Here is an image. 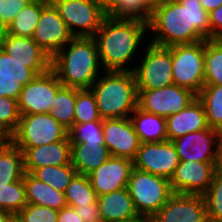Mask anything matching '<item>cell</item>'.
<instances>
[{
    "mask_svg": "<svg viewBox=\"0 0 222 222\" xmlns=\"http://www.w3.org/2000/svg\"><path fill=\"white\" fill-rule=\"evenodd\" d=\"M150 43L169 47L211 39L208 12L199 0H168L152 9L148 21Z\"/></svg>",
    "mask_w": 222,
    "mask_h": 222,
    "instance_id": "obj_1",
    "label": "cell"
},
{
    "mask_svg": "<svg viewBox=\"0 0 222 222\" xmlns=\"http://www.w3.org/2000/svg\"><path fill=\"white\" fill-rule=\"evenodd\" d=\"M147 34L148 23L144 21L106 16L94 36L102 69L133 71L131 63L138 61L136 55L142 52L141 46L146 45Z\"/></svg>",
    "mask_w": 222,
    "mask_h": 222,
    "instance_id": "obj_2",
    "label": "cell"
},
{
    "mask_svg": "<svg viewBox=\"0 0 222 222\" xmlns=\"http://www.w3.org/2000/svg\"><path fill=\"white\" fill-rule=\"evenodd\" d=\"M51 70L63 86L89 89L104 72L94 37H73L51 58Z\"/></svg>",
    "mask_w": 222,
    "mask_h": 222,
    "instance_id": "obj_3",
    "label": "cell"
},
{
    "mask_svg": "<svg viewBox=\"0 0 222 222\" xmlns=\"http://www.w3.org/2000/svg\"><path fill=\"white\" fill-rule=\"evenodd\" d=\"M89 89L102 119L130 117L137 108L138 91L133 71H104Z\"/></svg>",
    "mask_w": 222,
    "mask_h": 222,
    "instance_id": "obj_4",
    "label": "cell"
},
{
    "mask_svg": "<svg viewBox=\"0 0 222 222\" xmlns=\"http://www.w3.org/2000/svg\"><path fill=\"white\" fill-rule=\"evenodd\" d=\"M139 55L141 61L138 59V64L135 62L132 67L137 90L160 89L174 84L172 46L163 47L147 42Z\"/></svg>",
    "mask_w": 222,
    "mask_h": 222,
    "instance_id": "obj_5",
    "label": "cell"
},
{
    "mask_svg": "<svg viewBox=\"0 0 222 222\" xmlns=\"http://www.w3.org/2000/svg\"><path fill=\"white\" fill-rule=\"evenodd\" d=\"M127 189L140 216L154 215L173 194L169 179L136 168L132 169Z\"/></svg>",
    "mask_w": 222,
    "mask_h": 222,
    "instance_id": "obj_6",
    "label": "cell"
},
{
    "mask_svg": "<svg viewBox=\"0 0 222 222\" xmlns=\"http://www.w3.org/2000/svg\"><path fill=\"white\" fill-rule=\"evenodd\" d=\"M68 130L50 113L21 115L15 132L8 138L17 147H36L70 140Z\"/></svg>",
    "mask_w": 222,
    "mask_h": 222,
    "instance_id": "obj_7",
    "label": "cell"
},
{
    "mask_svg": "<svg viewBox=\"0 0 222 222\" xmlns=\"http://www.w3.org/2000/svg\"><path fill=\"white\" fill-rule=\"evenodd\" d=\"M204 56L205 40L172 45L174 84L190 89L198 95L204 86Z\"/></svg>",
    "mask_w": 222,
    "mask_h": 222,
    "instance_id": "obj_8",
    "label": "cell"
},
{
    "mask_svg": "<svg viewBox=\"0 0 222 222\" xmlns=\"http://www.w3.org/2000/svg\"><path fill=\"white\" fill-rule=\"evenodd\" d=\"M137 107L164 118L185 109L197 95L190 89L172 84L160 89L137 90Z\"/></svg>",
    "mask_w": 222,
    "mask_h": 222,
    "instance_id": "obj_9",
    "label": "cell"
},
{
    "mask_svg": "<svg viewBox=\"0 0 222 222\" xmlns=\"http://www.w3.org/2000/svg\"><path fill=\"white\" fill-rule=\"evenodd\" d=\"M54 6L73 37H94L107 16L89 0H57Z\"/></svg>",
    "mask_w": 222,
    "mask_h": 222,
    "instance_id": "obj_10",
    "label": "cell"
},
{
    "mask_svg": "<svg viewBox=\"0 0 222 222\" xmlns=\"http://www.w3.org/2000/svg\"><path fill=\"white\" fill-rule=\"evenodd\" d=\"M62 86L51 69L44 74L36 75L22 88L18 100L20 114L50 113L56 93Z\"/></svg>",
    "mask_w": 222,
    "mask_h": 222,
    "instance_id": "obj_11",
    "label": "cell"
},
{
    "mask_svg": "<svg viewBox=\"0 0 222 222\" xmlns=\"http://www.w3.org/2000/svg\"><path fill=\"white\" fill-rule=\"evenodd\" d=\"M180 163L172 141L141 143L133 160L134 168L171 179Z\"/></svg>",
    "mask_w": 222,
    "mask_h": 222,
    "instance_id": "obj_12",
    "label": "cell"
},
{
    "mask_svg": "<svg viewBox=\"0 0 222 222\" xmlns=\"http://www.w3.org/2000/svg\"><path fill=\"white\" fill-rule=\"evenodd\" d=\"M222 133L208 127L173 140L180 160L218 162Z\"/></svg>",
    "mask_w": 222,
    "mask_h": 222,
    "instance_id": "obj_13",
    "label": "cell"
},
{
    "mask_svg": "<svg viewBox=\"0 0 222 222\" xmlns=\"http://www.w3.org/2000/svg\"><path fill=\"white\" fill-rule=\"evenodd\" d=\"M72 38L73 35L54 4H46L41 10L32 39L52 58Z\"/></svg>",
    "mask_w": 222,
    "mask_h": 222,
    "instance_id": "obj_14",
    "label": "cell"
},
{
    "mask_svg": "<svg viewBox=\"0 0 222 222\" xmlns=\"http://www.w3.org/2000/svg\"><path fill=\"white\" fill-rule=\"evenodd\" d=\"M218 162L180 160L170 187L173 193L203 195L218 170Z\"/></svg>",
    "mask_w": 222,
    "mask_h": 222,
    "instance_id": "obj_15",
    "label": "cell"
},
{
    "mask_svg": "<svg viewBox=\"0 0 222 222\" xmlns=\"http://www.w3.org/2000/svg\"><path fill=\"white\" fill-rule=\"evenodd\" d=\"M103 137L113 157L133 161L141 145L130 117L103 119Z\"/></svg>",
    "mask_w": 222,
    "mask_h": 222,
    "instance_id": "obj_16",
    "label": "cell"
},
{
    "mask_svg": "<svg viewBox=\"0 0 222 222\" xmlns=\"http://www.w3.org/2000/svg\"><path fill=\"white\" fill-rule=\"evenodd\" d=\"M0 47L15 60L24 63L36 75L51 69V58L30 37L15 36L3 30L0 32Z\"/></svg>",
    "mask_w": 222,
    "mask_h": 222,
    "instance_id": "obj_17",
    "label": "cell"
},
{
    "mask_svg": "<svg viewBox=\"0 0 222 222\" xmlns=\"http://www.w3.org/2000/svg\"><path fill=\"white\" fill-rule=\"evenodd\" d=\"M154 215L161 222H209L204 198L199 194L173 193Z\"/></svg>",
    "mask_w": 222,
    "mask_h": 222,
    "instance_id": "obj_18",
    "label": "cell"
},
{
    "mask_svg": "<svg viewBox=\"0 0 222 222\" xmlns=\"http://www.w3.org/2000/svg\"><path fill=\"white\" fill-rule=\"evenodd\" d=\"M133 168L132 160L110 156L88 177L97 196H100L126 188Z\"/></svg>",
    "mask_w": 222,
    "mask_h": 222,
    "instance_id": "obj_19",
    "label": "cell"
},
{
    "mask_svg": "<svg viewBox=\"0 0 222 222\" xmlns=\"http://www.w3.org/2000/svg\"><path fill=\"white\" fill-rule=\"evenodd\" d=\"M23 152L24 171L32 173L44 166H60L71 163L70 140H60L36 147H18Z\"/></svg>",
    "mask_w": 222,
    "mask_h": 222,
    "instance_id": "obj_20",
    "label": "cell"
},
{
    "mask_svg": "<svg viewBox=\"0 0 222 222\" xmlns=\"http://www.w3.org/2000/svg\"><path fill=\"white\" fill-rule=\"evenodd\" d=\"M208 127L203 104L196 98L185 109L166 118L167 140L173 141Z\"/></svg>",
    "mask_w": 222,
    "mask_h": 222,
    "instance_id": "obj_21",
    "label": "cell"
},
{
    "mask_svg": "<svg viewBox=\"0 0 222 222\" xmlns=\"http://www.w3.org/2000/svg\"><path fill=\"white\" fill-rule=\"evenodd\" d=\"M102 222L141 218L127 187L97 197Z\"/></svg>",
    "mask_w": 222,
    "mask_h": 222,
    "instance_id": "obj_22",
    "label": "cell"
},
{
    "mask_svg": "<svg viewBox=\"0 0 222 222\" xmlns=\"http://www.w3.org/2000/svg\"><path fill=\"white\" fill-rule=\"evenodd\" d=\"M23 182L27 203L61 210L67 206L65 193L37 179L31 173L24 172Z\"/></svg>",
    "mask_w": 222,
    "mask_h": 222,
    "instance_id": "obj_23",
    "label": "cell"
},
{
    "mask_svg": "<svg viewBox=\"0 0 222 222\" xmlns=\"http://www.w3.org/2000/svg\"><path fill=\"white\" fill-rule=\"evenodd\" d=\"M110 156L105 144L71 143V164L77 174L88 176Z\"/></svg>",
    "mask_w": 222,
    "mask_h": 222,
    "instance_id": "obj_24",
    "label": "cell"
},
{
    "mask_svg": "<svg viewBox=\"0 0 222 222\" xmlns=\"http://www.w3.org/2000/svg\"><path fill=\"white\" fill-rule=\"evenodd\" d=\"M130 119L141 143H159L167 140L166 118L137 107L131 113Z\"/></svg>",
    "mask_w": 222,
    "mask_h": 222,
    "instance_id": "obj_25",
    "label": "cell"
},
{
    "mask_svg": "<svg viewBox=\"0 0 222 222\" xmlns=\"http://www.w3.org/2000/svg\"><path fill=\"white\" fill-rule=\"evenodd\" d=\"M24 172L23 152L5 139L0 144V185L21 180Z\"/></svg>",
    "mask_w": 222,
    "mask_h": 222,
    "instance_id": "obj_26",
    "label": "cell"
},
{
    "mask_svg": "<svg viewBox=\"0 0 222 222\" xmlns=\"http://www.w3.org/2000/svg\"><path fill=\"white\" fill-rule=\"evenodd\" d=\"M197 98L203 104L208 126L222 133V85H204Z\"/></svg>",
    "mask_w": 222,
    "mask_h": 222,
    "instance_id": "obj_27",
    "label": "cell"
},
{
    "mask_svg": "<svg viewBox=\"0 0 222 222\" xmlns=\"http://www.w3.org/2000/svg\"><path fill=\"white\" fill-rule=\"evenodd\" d=\"M77 88L62 86L56 93L50 114L68 131L74 126Z\"/></svg>",
    "mask_w": 222,
    "mask_h": 222,
    "instance_id": "obj_28",
    "label": "cell"
},
{
    "mask_svg": "<svg viewBox=\"0 0 222 222\" xmlns=\"http://www.w3.org/2000/svg\"><path fill=\"white\" fill-rule=\"evenodd\" d=\"M45 5L46 4L42 2H31L16 15L4 31L15 36L32 38L39 21L41 10Z\"/></svg>",
    "mask_w": 222,
    "mask_h": 222,
    "instance_id": "obj_29",
    "label": "cell"
},
{
    "mask_svg": "<svg viewBox=\"0 0 222 222\" xmlns=\"http://www.w3.org/2000/svg\"><path fill=\"white\" fill-rule=\"evenodd\" d=\"M204 85H222V39L205 40Z\"/></svg>",
    "mask_w": 222,
    "mask_h": 222,
    "instance_id": "obj_30",
    "label": "cell"
},
{
    "mask_svg": "<svg viewBox=\"0 0 222 222\" xmlns=\"http://www.w3.org/2000/svg\"><path fill=\"white\" fill-rule=\"evenodd\" d=\"M65 198L67 206L91 205L97 201V194L92 188L90 179L86 175L76 174L66 188Z\"/></svg>",
    "mask_w": 222,
    "mask_h": 222,
    "instance_id": "obj_31",
    "label": "cell"
},
{
    "mask_svg": "<svg viewBox=\"0 0 222 222\" xmlns=\"http://www.w3.org/2000/svg\"><path fill=\"white\" fill-rule=\"evenodd\" d=\"M37 179L51 185L60 192H65L67 186L77 174L72 164L60 166H44L36 168L32 173Z\"/></svg>",
    "mask_w": 222,
    "mask_h": 222,
    "instance_id": "obj_32",
    "label": "cell"
},
{
    "mask_svg": "<svg viewBox=\"0 0 222 222\" xmlns=\"http://www.w3.org/2000/svg\"><path fill=\"white\" fill-rule=\"evenodd\" d=\"M27 205L23 178L9 184L0 185V209L17 215Z\"/></svg>",
    "mask_w": 222,
    "mask_h": 222,
    "instance_id": "obj_33",
    "label": "cell"
},
{
    "mask_svg": "<svg viewBox=\"0 0 222 222\" xmlns=\"http://www.w3.org/2000/svg\"><path fill=\"white\" fill-rule=\"evenodd\" d=\"M152 8L145 0H117L107 16L111 18L137 19L148 23Z\"/></svg>",
    "mask_w": 222,
    "mask_h": 222,
    "instance_id": "obj_34",
    "label": "cell"
},
{
    "mask_svg": "<svg viewBox=\"0 0 222 222\" xmlns=\"http://www.w3.org/2000/svg\"><path fill=\"white\" fill-rule=\"evenodd\" d=\"M103 121L100 117L96 99L90 89L77 88L74 123Z\"/></svg>",
    "mask_w": 222,
    "mask_h": 222,
    "instance_id": "obj_35",
    "label": "cell"
},
{
    "mask_svg": "<svg viewBox=\"0 0 222 222\" xmlns=\"http://www.w3.org/2000/svg\"><path fill=\"white\" fill-rule=\"evenodd\" d=\"M209 222H222V173L216 171L208 190L202 195Z\"/></svg>",
    "mask_w": 222,
    "mask_h": 222,
    "instance_id": "obj_36",
    "label": "cell"
},
{
    "mask_svg": "<svg viewBox=\"0 0 222 222\" xmlns=\"http://www.w3.org/2000/svg\"><path fill=\"white\" fill-rule=\"evenodd\" d=\"M70 143L105 144L103 137V121L74 123L69 130Z\"/></svg>",
    "mask_w": 222,
    "mask_h": 222,
    "instance_id": "obj_37",
    "label": "cell"
},
{
    "mask_svg": "<svg viewBox=\"0 0 222 222\" xmlns=\"http://www.w3.org/2000/svg\"><path fill=\"white\" fill-rule=\"evenodd\" d=\"M35 76L36 74L24 63L15 60L0 47V77L14 78L24 86Z\"/></svg>",
    "mask_w": 222,
    "mask_h": 222,
    "instance_id": "obj_38",
    "label": "cell"
},
{
    "mask_svg": "<svg viewBox=\"0 0 222 222\" xmlns=\"http://www.w3.org/2000/svg\"><path fill=\"white\" fill-rule=\"evenodd\" d=\"M21 114L18 101L0 96V133L8 139L16 130Z\"/></svg>",
    "mask_w": 222,
    "mask_h": 222,
    "instance_id": "obj_39",
    "label": "cell"
},
{
    "mask_svg": "<svg viewBox=\"0 0 222 222\" xmlns=\"http://www.w3.org/2000/svg\"><path fill=\"white\" fill-rule=\"evenodd\" d=\"M59 211L27 203L17 214L23 222H57Z\"/></svg>",
    "mask_w": 222,
    "mask_h": 222,
    "instance_id": "obj_40",
    "label": "cell"
},
{
    "mask_svg": "<svg viewBox=\"0 0 222 222\" xmlns=\"http://www.w3.org/2000/svg\"><path fill=\"white\" fill-rule=\"evenodd\" d=\"M33 0H3L0 15V31L5 30L16 15Z\"/></svg>",
    "mask_w": 222,
    "mask_h": 222,
    "instance_id": "obj_41",
    "label": "cell"
},
{
    "mask_svg": "<svg viewBox=\"0 0 222 222\" xmlns=\"http://www.w3.org/2000/svg\"><path fill=\"white\" fill-rule=\"evenodd\" d=\"M23 86L14 78L0 77V96L19 100Z\"/></svg>",
    "mask_w": 222,
    "mask_h": 222,
    "instance_id": "obj_42",
    "label": "cell"
},
{
    "mask_svg": "<svg viewBox=\"0 0 222 222\" xmlns=\"http://www.w3.org/2000/svg\"><path fill=\"white\" fill-rule=\"evenodd\" d=\"M74 209L83 222H102L97 201L91 205L76 206Z\"/></svg>",
    "mask_w": 222,
    "mask_h": 222,
    "instance_id": "obj_43",
    "label": "cell"
},
{
    "mask_svg": "<svg viewBox=\"0 0 222 222\" xmlns=\"http://www.w3.org/2000/svg\"><path fill=\"white\" fill-rule=\"evenodd\" d=\"M211 26V39H222V4L208 13Z\"/></svg>",
    "mask_w": 222,
    "mask_h": 222,
    "instance_id": "obj_44",
    "label": "cell"
},
{
    "mask_svg": "<svg viewBox=\"0 0 222 222\" xmlns=\"http://www.w3.org/2000/svg\"><path fill=\"white\" fill-rule=\"evenodd\" d=\"M57 222H83V220L73 207L65 206L59 210Z\"/></svg>",
    "mask_w": 222,
    "mask_h": 222,
    "instance_id": "obj_45",
    "label": "cell"
},
{
    "mask_svg": "<svg viewBox=\"0 0 222 222\" xmlns=\"http://www.w3.org/2000/svg\"><path fill=\"white\" fill-rule=\"evenodd\" d=\"M93 5L98 7L102 10L106 15L109 14L110 7L117 1V0H89Z\"/></svg>",
    "mask_w": 222,
    "mask_h": 222,
    "instance_id": "obj_46",
    "label": "cell"
},
{
    "mask_svg": "<svg viewBox=\"0 0 222 222\" xmlns=\"http://www.w3.org/2000/svg\"><path fill=\"white\" fill-rule=\"evenodd\" d=\"M203 9L208 13L218 8L222 4V0H199Z\"/></svg>",
    "mask_w": 222,
    "mask_h": 222,
    "instance_id": "obj_47",
    "label": "cell"
},
{
    "mask_svg": "<svg viewBox=\"0 0 222 222\" xmlns=\"http://www.w3.org/2000/svg\"><path fill=\"white\" fill-rule=\"evenodd\" d=\"M168 0H145V2L153 9L156 6L162 5Z\"/></svg>",
    "mask_w": 222,
    "mask_h": 222,
    "instance_id": "obj_48",
    "label": "cell"
},
{
    "mask_svg": "<svg viewBox=\"0 0 222 222\" xmlns=\"http://www.w3.org/2000/svg\"><path fill=\"white\" fill-rule=\"evenodd\" d=\"M141 222H161L155 215L141 216Z\"/></svg>",
    "mask_w": 222,
    "mask_h": 222,
    "instance_id": "obj_49",
    "label": "cell"
},
{
    "mask_svg": "<svg viewBox=\"0 0 222 222\" xmlns=\"http://www.w3.org/2000/svg\"><path fill=\"white\" fill-rule=\"evenodd\" d=\"M11 214L0 209V222H7Z\"/></svg>",
    "mask_w": 222,
    "mask_h": 222,
    "instance_id": "obj_50",
    "label": "cell"
},
{
    "mask_svg": "<svg viewBox=\"0 0 222 222\" xmlns=\"http://www.w3.org/2000/svg\"><path fill=\"white\" fill-rule=\"evenodd\" d=\"M218 171H220L222 173V140L220 143V152H219V161H218Z\"/></svg>",
    "mask_w": 222,
    "mask_h": 222,
    "instance_id": "obj_51",
    "label": "cell"
},
{
    "mask_svg": "<svg viewBox=\"0 0 222 222\" xmlns=\"http://www.w3.org/2000/svg\"><path fill=\"white\" fill-rule=\"evenodd\" d=\"M7 222H23L18 215H11Z\"/></svg>",
    "mask_w": 222,
    "mask_h": 222,
    "instance_id": "obj_52",
    "label": "cell"
},
{
    "mask_svg": "<svg viewBox=\"0 0 222 222\" xmlns=\"http://www.w3.org/2000/svg\"><path fill=\"white\" fill-rule=\"evenodd\" d=\"M33 1L42 2L45 4H54L57 0H33Z\"/></svg>",
    "mask_w": 222,
    "mask_h": 222,
    "instance_id": "obj_53",
    "label": "cell"
},
{
    "mask_svg": "<svg viewBox=\"0 0 222 222\" xmlns=\"http://www.w3.org/2000/svg\"><path fill=\"white\" fill-rule=\"evenodd\" d=\"M114 222H141V218L128 219L123 221H114Z\"/></svg>",
    "mask_w": 222,
    "mask_h": 222,
    "instance_id": "obj_54",
    "label": "cell"
},
{
    "mask_svg": "<svg viewBox=\"0 0 222 222\" xmlns=\"http://www.w3.org/2000/svg\"><path fill=\"white\" fill-rule=\"evenodd\" d=\"M6 138L0 133V144L5 140Z\"/></svg>",
    "mask_w": 222,
    "mask_h": 222,
    "instance_id": "obj_55",
    "label": "cell"
},
{
    "mask_svg": "<svg viewBox=\"0 0 222 222\" xmlns=\"http://www.w3.org/2000/svg\"><path fill=\"white\" fill-rule=\"evenodd\" d=\"M2 2L3 0H0V15L2 14Z\"/></svg>",
    "mask_w": 222,
    "mask_h": 222,
    "instance_id": "obj_56",
    "label": "cell"
}]
</instances>
